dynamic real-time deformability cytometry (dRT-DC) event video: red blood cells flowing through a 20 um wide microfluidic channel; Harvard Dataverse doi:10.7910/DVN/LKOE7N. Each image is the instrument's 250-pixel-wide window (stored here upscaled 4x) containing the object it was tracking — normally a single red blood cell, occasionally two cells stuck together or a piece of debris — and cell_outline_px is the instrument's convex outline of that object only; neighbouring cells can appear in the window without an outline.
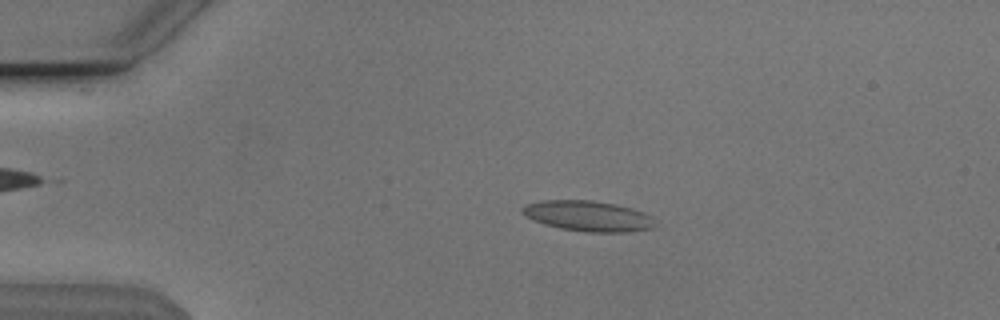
{"species": "Egyptian fruit bat (a non-hibernating species)", "species_latin": "Rousettus aegyptiacus", "temperature_condition": "cold", "stored_images_in_passage": 47, "camera_frame_rate_fps": 3000, "um_per_image_px": 0.085, "animal": {"sex": "male"}, "frame": {"image": 1, "passage_image": 5, "time_ms": 1.333, "image_size_px": [1000, 320], "cell_outline_px": [[656, 224], [652, 228], [628, 232], [584, 232], [560, 228], [544, 224], [532, 220], [524, 216], [520, 212], [520, 208], [524, 204], [544, 200], [592, 200], [616, 204], [632, 208], [644, 212], [652, 216]], "centroid_in_image_um": [49.96, 18.36], "position_along_channel_um": 35.0, "area_um2": 23.93}}
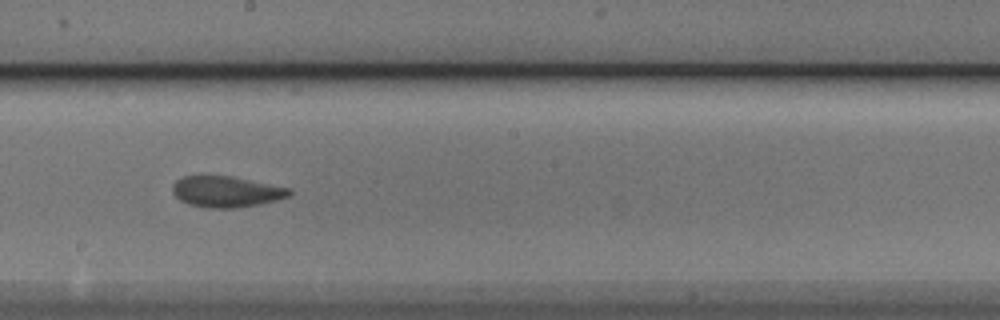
{"frame": {"image": 2, "passage_image": 24, "time_ms": 7.667, "image_size_px": [1000, 320], "cell_outline_px": [[292, 192], [288, 196], [276, 200], [260, 204], [236, 208], [208, 208], [188, 204], [180, 200], [172, 192], [172, 184], [176, 180], [184, 176], [232, 176], [292, 188]], "centroid_in_image_um": [19.24, 16.29], "position_along_channel_um": 229.0, "area_um2": 21.21}}
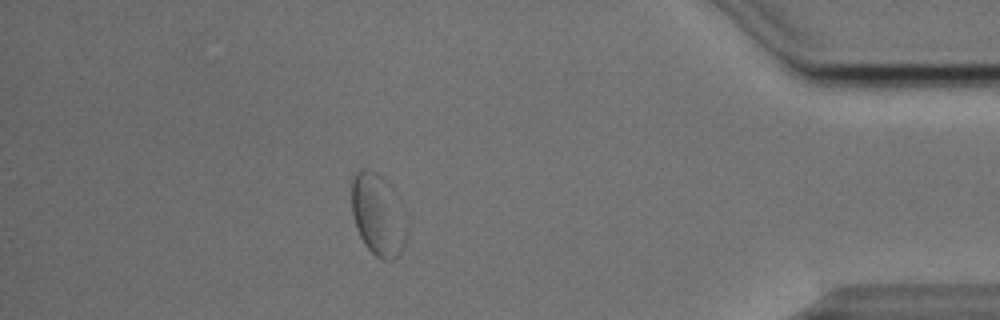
{"frame": {"image": 3, "passage_image": 41, "time_ms": 13.333, "image_size_px": [1000, 320], "cell_outline_px": [[408, 232], [404, 244], [400, 252], [392, 260], [380, 260], [364, 244], [356, 228], [352, 212], [352, 180], [356, 172], [364, 168], [376, 172], [384, 180], [408, 228]], "centroid_in_image_um": [32.08, 18.32], "position_along_channel_um": 403.1, "area_um2": 25.32}, "authors_computed_cell_mechanics": {"area_um2": 21.5594, "velocity_mm_per_s": 3.7882, "shape_relaxation_time_tau1_ms": null, "shape_relaxation_time_tau2_ms": 1.8054, "deformation_change_tau1": null, "deformation_change_tau2": 0.0713}}